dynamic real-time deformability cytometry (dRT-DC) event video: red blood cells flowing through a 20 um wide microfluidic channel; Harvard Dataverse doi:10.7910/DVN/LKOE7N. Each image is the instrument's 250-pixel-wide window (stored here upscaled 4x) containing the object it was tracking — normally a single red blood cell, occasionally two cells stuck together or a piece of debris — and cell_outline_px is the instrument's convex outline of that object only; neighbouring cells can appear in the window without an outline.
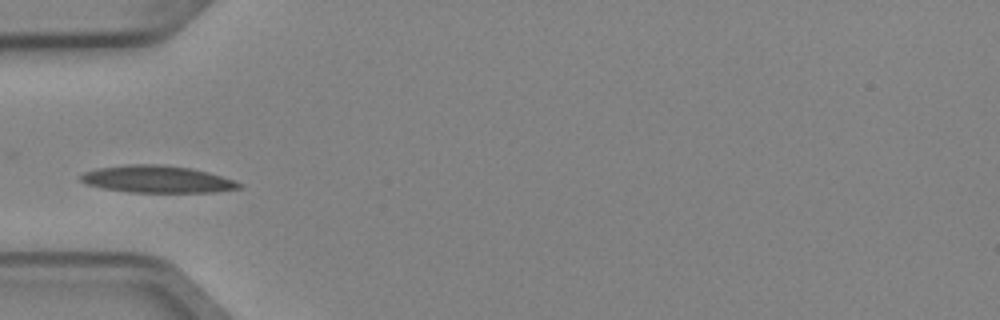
{"species": "Egyptian fruit bat (a non-hibernating species)", "species_latin": "Rousettus aegyptiacus", "temperature_condition": "cold", "stored_images_in_passage": 2, "camera_frame_rate_fps": 3000, "um_per_image_px": 0.085, "animal": {"sex": "female"}, "frame": {"image": 1, "passage_image": 1, "time_ms": 0.0, "image_size_px": [1000, 320], "cell_outline_px": [[244, 184], [240, 188], [216, 192], [128, 192], [104, 188], [88, 184], [80, 180], [80, 176], [84, 172], [100, 168], [128, 164], [164, 164], [192, 168], [208, 172]], "centroid_in_image_um": [13.38, 15.23], "position_along_channel_um": 71.6, "area_um2": 24.91}}
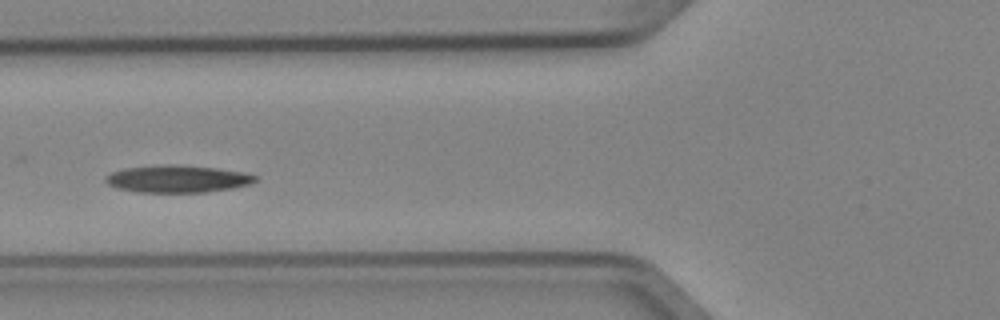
{"frame": {"image": 2, "passage_image": 2, "time_ms": 0.333, "image_size_px": [1000, 320], "cell_outline_px": [[256, 180], [252, 184], [232, 188], [208, 192], [136, 192], [120, 188], [108, 184], [104, 180], [112, 172], [124, 168], [172, 164], [216, 168], [244, 172], [256, 176]], "centroid_in_image_um": [15.12, 15.21], "position_along_channel_um": 110.7, "area_um2": 23.58}}